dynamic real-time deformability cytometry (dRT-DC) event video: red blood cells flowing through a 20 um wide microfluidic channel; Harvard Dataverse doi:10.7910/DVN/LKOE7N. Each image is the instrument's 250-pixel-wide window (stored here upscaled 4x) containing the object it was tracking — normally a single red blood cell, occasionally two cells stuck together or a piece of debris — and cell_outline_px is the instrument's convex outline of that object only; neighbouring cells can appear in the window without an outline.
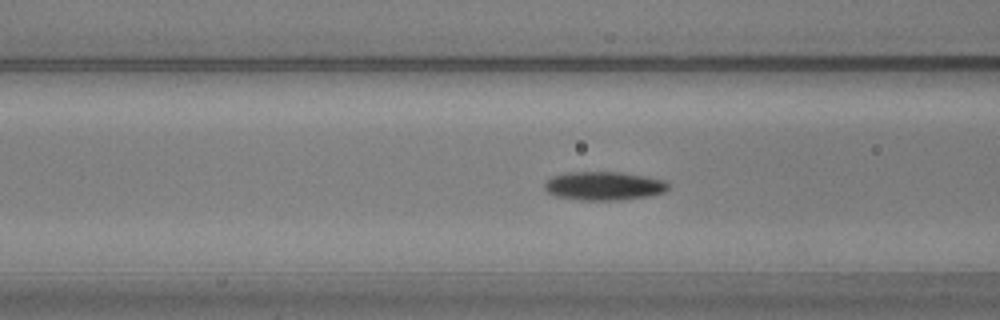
{"species": "common noctule bat (a hibernating species)", "species_latin": "Nyctalus noctula", "temperature_condition": "warm", "stored_images_in_passage": 40, "camera_frame_rate_fps": 3000, "um_per_image_px": 0.085, "animal": {"sex": "male", "body_mass_g": 20.5, "forearm_length_mm": 52.5}, "frame": {"image": 1, "passage_image": 4, "time_ms": 1.0, "image_size_px": [1000, 320], "cell_outline_px": [[668, 188], [664, 192], [648, 196], [620, 200], [580, 200], [556, 196], [548, 192], [544, 188], [544, 184], [552, 176], [568, 172], [620, 172], [644, 176], [664, 180], [668, 184]], "centroid_in_image_um": [51.32, 15.8], "position_along_channel_um": 115.3, "area_um2": 20.52}}
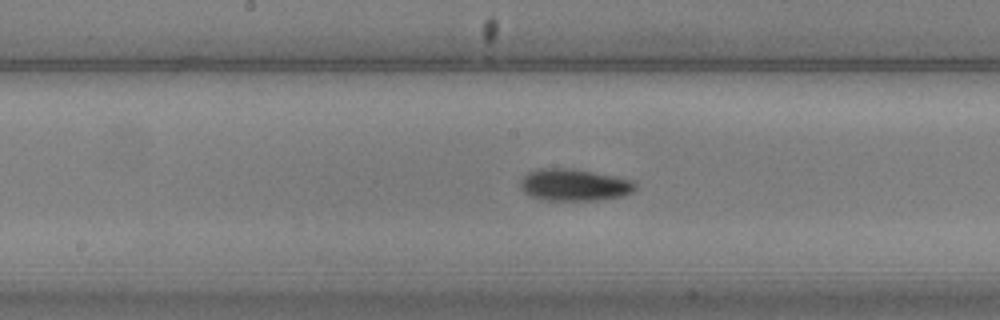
{"frame": {"image": 2, "passage_image": 11, "time_ms": 3.333, "image_size_px": [1000, 320], "cell_outline_px": [[636, 188], [632, 192], [624, 196], [596, 200], [540, 200], [524, 192], [520, 188], [520, 180], [528, 172], [536, 168], [576, 168], [616, 176], [632, 180], [636, 184]], "centroid_in_image_um": [48.8, 15.7], "position_along_channel_um": 199.4, "area_um2": 21.73}}
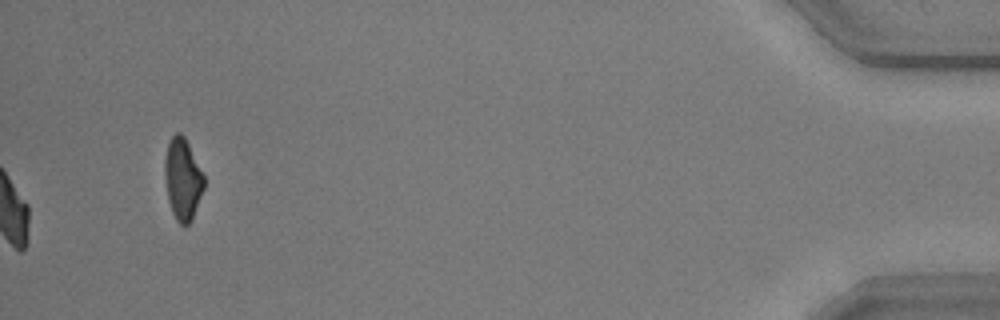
{"frame": {"image": 3, "passage_image": 40, "time_ms": 13.0, "image_size_px": [1000, 320], "cell_outline_px": [[204, 188], [192, 220], [188, 224], [180, 224], [176, 220], [172, 212], [168, 200], [164, 176], [164, 160], [168, 144], [172, 136], [176, 132], [180, 132], [184, 136], [204, 176]], "centroid_in_image_um": [15.51, 15.23], "position_along_channel_um": 419.7, "area_um2": 18.55}}